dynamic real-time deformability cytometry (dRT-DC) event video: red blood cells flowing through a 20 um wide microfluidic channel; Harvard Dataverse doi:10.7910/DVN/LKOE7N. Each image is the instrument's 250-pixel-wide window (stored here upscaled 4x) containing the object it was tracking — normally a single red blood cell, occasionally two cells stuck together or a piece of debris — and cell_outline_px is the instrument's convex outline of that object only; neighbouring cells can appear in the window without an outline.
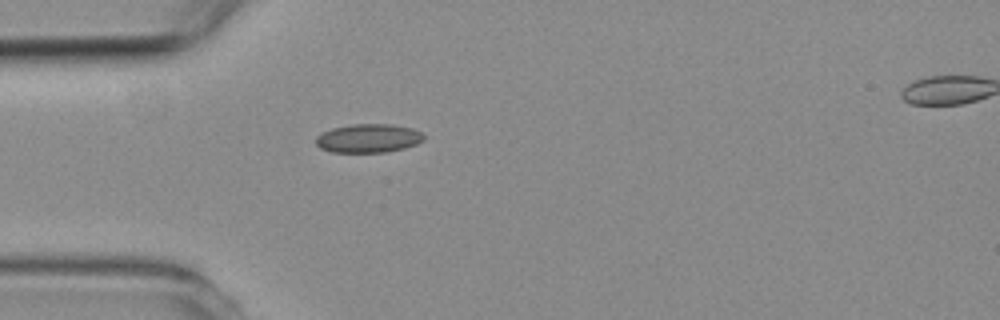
{"species": "common noctule bat (a hibernating species)", "species_latin": "Nyctalus noctula", "temperature_condition": "room temperature", "stored_images_in_passage": 2, "segment_of_instrument_passage": [1, 2], "camera_frame_rate_fps": 3000, "um_per_image_px": 0.085, "animal": {"sex": "female", "body_mass_g": 19.3, "forearm_length_mm": 54.1}, "frame": {"image": 1, "passage_image": 1, "time_ms": 0.0, "image_size_px": [1000, 320], "cell_outline_px": [[424, 140], [416, 144], [404, 148], [388, 152], [332, 152], [320, 148], [316, 144], [316, 136], [332, 128], [352, 124], [392, 124], [412, 128], [420, 132], [424, 136]], "centroid_in_image_um": [31.32, 11.75], "position_along_channel_um": 53.7, "area_um2": 18.03}}